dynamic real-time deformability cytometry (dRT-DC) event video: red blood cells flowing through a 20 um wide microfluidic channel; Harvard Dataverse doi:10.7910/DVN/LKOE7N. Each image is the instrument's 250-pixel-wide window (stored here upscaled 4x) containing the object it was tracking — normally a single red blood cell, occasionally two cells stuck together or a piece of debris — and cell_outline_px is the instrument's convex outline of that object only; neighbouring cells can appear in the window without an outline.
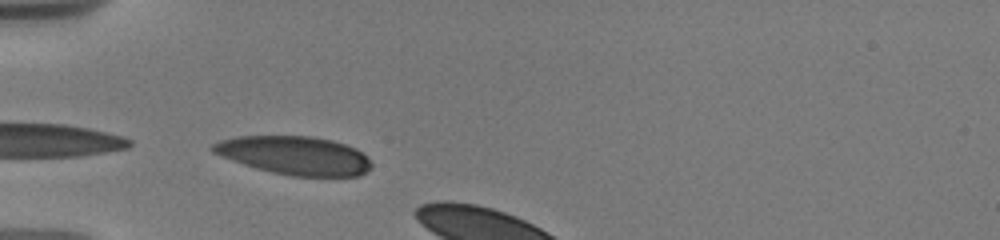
{"species": "human", "species_latin": "Homo sapiens", "temperature_condition": "warm", "stored_images_in_passage": 4, "camera_frame_rate_fps": 3000, "um_per_image_px": 0.085, "donor": {"sex": "male"}, "frame": {"image": 1, "passage_image": 1, "time_ms": 0.0, "image_size_px": [1000, 240], "cell_outline_px": [[372, 168], [360, 176], [292, 176], [272, 172], [256, 168], [220, 156], [212, 152], [208, 148], [212, 144], [220, 140], [236, 136], [312, 136], [332, 140], [356, 148], [368, 156], [372, 164]], "centroid_in_image_um": [25.05, 13.21], "position_along_channel_um": 60.0, "area_um2": 35.78}}